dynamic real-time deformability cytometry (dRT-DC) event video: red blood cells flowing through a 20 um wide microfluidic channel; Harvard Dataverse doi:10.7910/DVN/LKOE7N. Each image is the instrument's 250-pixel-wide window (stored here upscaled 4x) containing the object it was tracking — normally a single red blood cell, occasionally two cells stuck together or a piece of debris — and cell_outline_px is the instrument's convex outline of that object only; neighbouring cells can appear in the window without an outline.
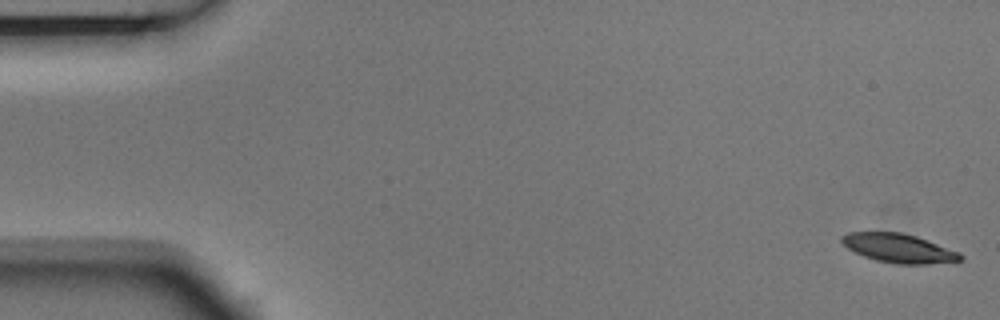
{"species": "Egyptian fruit bat (a non-hibernating species)", "species_latin": "Rousettus aegyptiacus", "temperature_condition": "room temperature", "stored_images_in_passage": 6, "segment_of_instrument_passage": [1, 2], "camera_frame_rate_fps": 3000, "um_per_image_px": 0.085, "animal": {"sex": "male"}, "frame": {"image": 1, "passage_image": 1, "time_ms": 0.0, "image_size_px": [1000, 320], "cell_outline_px": [[964, 260], [928, 264], [896, 264], [876, 260], [864, 256], [848, 248], [840, 240], [840, 236], [848, 232], [900, 232], [916, 236], [960, 252], [964, 256]], "centroid_in_image_um": [76.41, 21.1], "position_along_channel_um": 8.6, "area_um2": 20.0}}
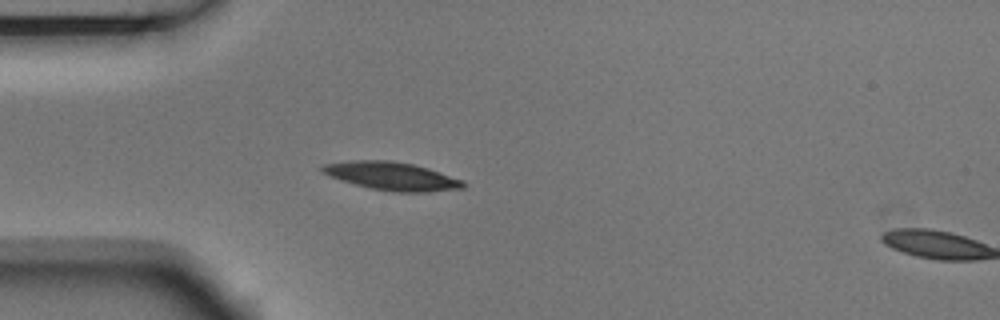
{"frame": {"image": 2, "passage_image": 5, "time_ms": 1.333, "image_size_px": [1000, 320], "cell_outline_px": [[468, 184], [464, 188], [428, 192], [396, 192], [372, 188], [340, 180], [328, 176], [320, 172], [320, 168], [324, 164], [352, 160], [392, 160], [412, 164], [428, 168], [464, 180]], "centroid_in_image_um": [33.32, 14.96], "position_along_channel_um": 51.7, "area_um2": 23.24}}